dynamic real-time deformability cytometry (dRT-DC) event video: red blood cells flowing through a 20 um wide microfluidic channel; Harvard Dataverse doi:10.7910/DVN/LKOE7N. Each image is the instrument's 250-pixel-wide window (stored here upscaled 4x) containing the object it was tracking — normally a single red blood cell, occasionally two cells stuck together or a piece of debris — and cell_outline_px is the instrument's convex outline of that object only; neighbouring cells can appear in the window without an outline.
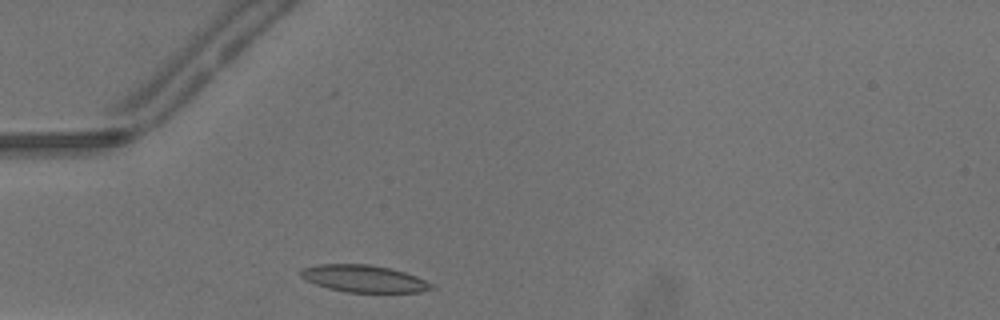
{"species": "common noctule bat (a hibernating species)", "species_latin": "Nyctalus noctula", "temperature_condition": "warm", "stored_images_in_passage": 24, "camera_frame_rate_fps": 3000, "um_per_image_px": 0.085, "animal": {"sex": "male", "body_mass_g": 13.3}, "frame": {"image": 1, "passage_image": 1, "time_ms": 0.0, "image_size_px": [1000, 320], "cell_outline_px": [[436, 288], [420, 292], [348, 292], [328, 288], [316, 284], [300, 276], [296, 272], [300, 268], [316, 264], [368, 264], [388, 268], [404, 272], [416, 276], [432, 284]], "centroid_in_image_um": [30.88, 23.67], "position_along_channel_um": 54.1, "area_um2": 20.63}}
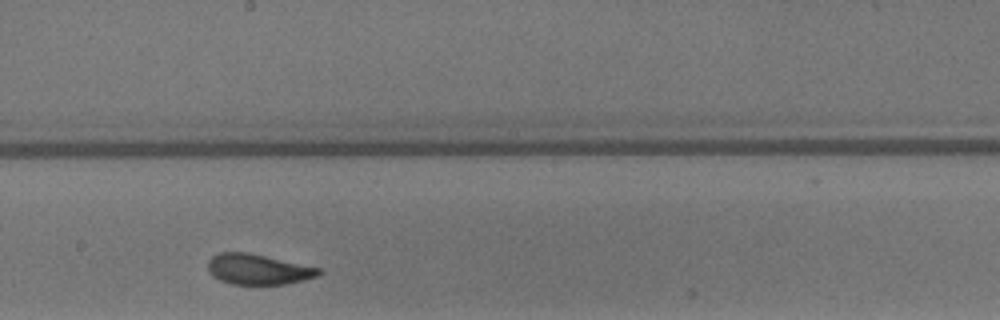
{"frame": {"image": 2, "passage_image": 14, "time_ms": 4.333, "image_size_px": [1000, 320], "cell_outline_px": [[324, 272], [320, 276], [304, 280], [284, 284], [232, 284], [220, 280], [212, 276], [208, 272], [208, 260], [212, 256], [220, 252], [248, 252], [324, 268]], "centroid_in_image_um": [22.0, 22.88], "position_along_channel_um": 226.2, "area_um2": 20.06}}
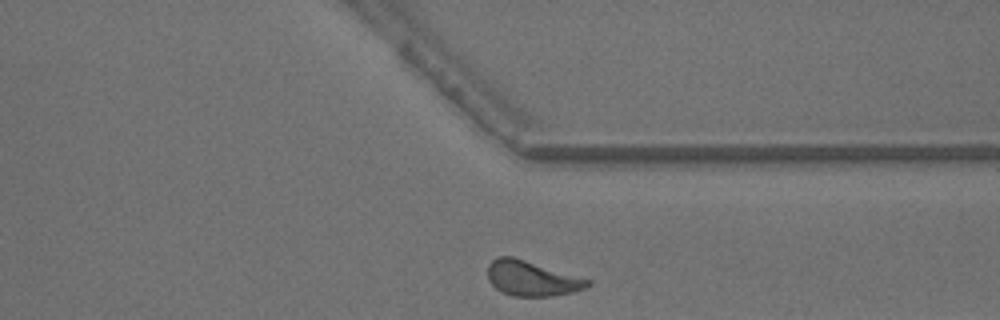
{"frame": {"image": 3, "passage_image": 24, "time_ms": 7.667, "image_size_px": [1000, 320], "cell_outline_px": [[592, 284], [584, 288], [572, 292], [552, 296], [512, 296], [496, 288], [488, 280], [488, 264], [496, 256], [512, 256], [592, 280]], "centroid_in_image_um": [45.2, 23.66], "position_along_channel_um": 366.2, "area_um2": 20.35}, "authors_computed_cell_mechanics": {"area_um2": 20.2878, "velocity_mm_per_s": 4.2031, "shape_relaxation_time_tau1_ms": 3.1127, "shape_relaxation_time_tau2_ms": 1.0407, "deformation_change_tau1": 0.1495, "deformation_change_tau2": 0.0828}}